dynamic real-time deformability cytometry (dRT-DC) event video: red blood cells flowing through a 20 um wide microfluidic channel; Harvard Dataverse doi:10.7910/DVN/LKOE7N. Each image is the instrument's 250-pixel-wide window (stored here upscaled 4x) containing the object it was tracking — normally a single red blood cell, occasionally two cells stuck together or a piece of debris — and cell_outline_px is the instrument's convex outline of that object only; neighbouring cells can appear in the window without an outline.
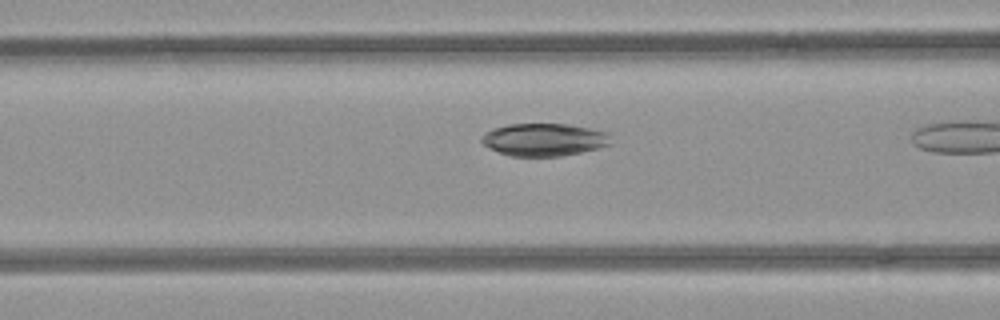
{"species": "common noctule bat (a hibernating species)", "species_latin": "Nyctalus noctula", "temperature_condition": "room temperature", "stored_images_in_passage": 11, "camera_frame_rate_fps": 3000, "um_per_image_px": 0.085, "animal": {"sex": "female", "body_mass_g": 21.9}, "frame": {"image": 1, "passage_image": 10, "time_ms": 3.0, "image_size_px": [1000, 320], "cell_outline_px": [[612, 144], [580, 152], [560, 156], [512, 156], [500, 152], [484, 144], [480, 140], [480, 136], [484, 132], [492, 128], [508, 124], [568, 124], [608, 132]], "centroid_in_image_um": [46.23, 11.86], "position_along_channel_um": 120.4, "area_um2": 24.45}}